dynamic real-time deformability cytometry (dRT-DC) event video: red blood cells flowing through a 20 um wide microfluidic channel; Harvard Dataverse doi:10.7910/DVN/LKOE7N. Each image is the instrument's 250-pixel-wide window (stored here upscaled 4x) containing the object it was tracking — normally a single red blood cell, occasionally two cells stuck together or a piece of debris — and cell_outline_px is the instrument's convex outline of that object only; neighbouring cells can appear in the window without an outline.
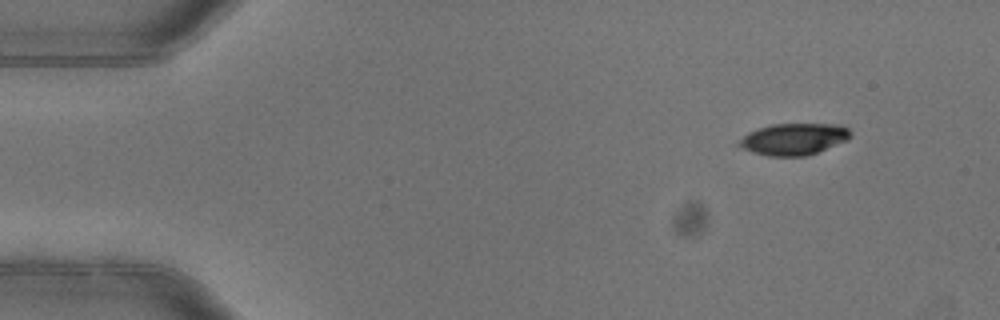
{"species": "common noctule bat (a hibernating species)", "species_latin": "Nyctalus noctula", "temperature_condition": "warm", "stored_images_in_passage": 4, "camera_frame_rate_fps": 3000, "um_per_image_px": 0.085, "animal": {"sex": "female"}, "frame": {"image": 1, "passage_image": 1, "time_ms": 0.0, "image_size_px": [1000, 320], "cell_outline_px": [[852, 136], [848, 140], [808, 156], [768, 156], [752, 152], [736, 144], [748, 132], [756, 128], [772, 124], [840, 124], [848, 128], [852, 132]], "centroid_in_image_um": [67.5, 11.82], "position_along_channel_um": 17.5, "area_um2": 20.75}}
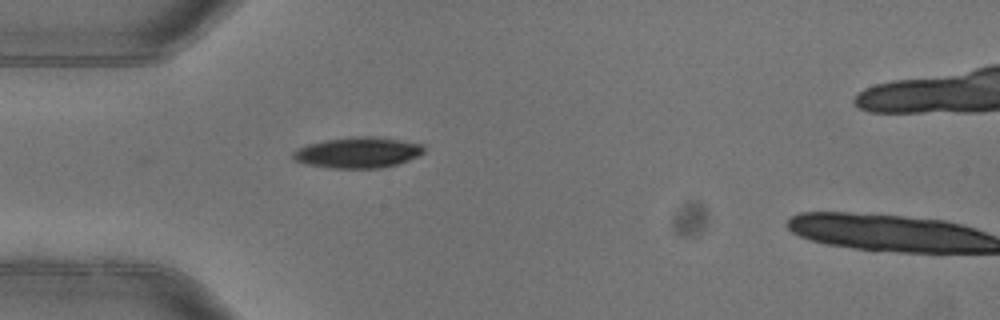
{"frame": {"image": 2, "passage_image": 3, "time_ms": 0.667, "image_size_px": [1000, 320], "cell_outline_px": [[424, 152], [408, 160], [384, 168], [328, 168], [304, 164], [292, 160], [292, 152], [308, 144], [324, 140], [352, 136], [376, 136], [424, 144]], "centroid_in_image_um": [30.39, 12.96], "position_along_channel_um": 54.6, "area_um2": 23.7}}